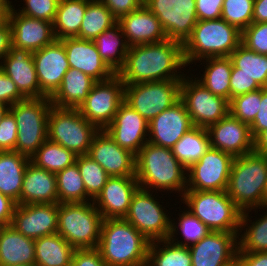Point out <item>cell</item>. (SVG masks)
<instances>
[{
  "instance_id": "1",
  "label": "cell",
  "mask_w": 267,
  "mask_h": 266,
  "mask_svg": "<svg viewBox=\"0 0 267 266\" xmlns=\"http://www.w3.org/2000/svg\"><path fill=\"white\" fill-rule=\"evenodd\" d=\"M186 66L183 44L166 39L158 43L130 46L125 63L117 75L124 85L182 80L184 73L180 74V70Z\"/></svg>"
},
{
  "instance_id": "2",
  "label": "cell",
  "mask_w": 267,
  "mask_h": 266,
  "mask_svg": "<svg viewBox=\"0 0 267 266\" xmlns=\"http://www.w3.org/2000/svg\"><path fill=\"white\" fill-rule=\"evenodd\" d=\"M135 176L139 187L149 191L171 190L182 197L187 189V170L172 150L149 142L136 154Z\"/></svg>"
},
{
  "instance_id": "3",
  "label": "cell",
  "mask_w": 267,
  "mask_h": 266,
  "mask_svg": "<svg viewBox=\"0 0 267 266\" xmlns=\"http://www.w3.org/2000/svg\"><path fill=\"white\" fill-rule=\"evenodd\" d=\"M150 242L127 220L103 219L97 249L107 266H139L147 262Z\"/></svg>"
},
{
  "instance_id": "4",
  "label": "cell",
  "mask_w": 267,
  "mask_h": 266,
  "mask_svg": "<svg viewBox=\"0 0 267 266\" xmlns=\"http://www.w3.org/2000/svg\"><path fill=\"white\" fill-rule=\"evenodd\" d=\"M267 155L251 152L234 157L226 193L243 211L264 208Z\"/></svg>"
},
{
  "instance_id": "5",
  "label": "cell",
  "mask_w": 267,
  "mask_h": 266,
  "mask_svg": "<svg viewBox=\"0 0 267 266\" xmlns=\"http://www.w3.org/2000/svg\"><path fill=\"white\" fill-rule=\"evenodd\" d=\"M242 31L222 18L198 20L183 44L186 65L208 57H229L241 44Z\"/></svg>"
},
{
  "instance_id": "6",
  "label": "cell",
  "mask_w": 267,
  "mask_h": 266,
  "mask_svg": "<svg viewBox=\"0 0 267 266\" xmlns=\"http://www.w3.org/2000/svg\"><path fill=\"white\" fill-rule=\"evenodd\" d=\"M181 199L210 231L239 233L242 210L226 191H185Z\"/></svg>"
},
{
  "instance_id": "7",
  "label": "cell",
  "mask_w": 267,
  "mask_h": 266,
  "mask_svg": "<svg viewBox=\"0 0 267 266\" xmlns=\"http://www.w3.org/2000/svg\"><path fill=\"white\" fill-rule=\"evenodd\" d=\"M51 107L50 97L26 98L9 107L18 129L16 152L31 158L48 139Z\"/></svg>"
},
{
  "instance_id": "8",
  "label": "cell",
  "mask_w": 267,
  "mask_h": 266,
  "mask_svg": "<svg viewBox=\"0 0 267 266\" xmlns=\"http://www.w3.org/2000/svg\"><path fill=\"white\" fill-rule=\"evenodd\" d=\"M102 222L93 201L59 203L57 233L75 249L97 248Z\"/></svg>"
},
{
  "instance_id": "9",
  "label": "cell",
  "mask_w": 267,
  "mask_h": 266,
  "mask_svg": "<svg viewBox=\"0 0 267 266\" xmlns=\"http://www.w3.org/2000/svg\"><path fill=\"white\" fill-rule=\"evenodd\" d=\"M99 129L84 118L77 108L52 105L48 115V140L60 144L77 156L87 155Z\"/></svg>"
},
{
  "instance_id": "10",
  "label": "cell",
  "mask_w": 267,
  "mask_h": 266,
  "mask_svg": "<svg viewBox=\"0 0 267 266\" xmlns=\"http://www.w3.org/2000/svg\"><path fill=\"white\" fill-rule=\"evenodd\" d=\"M182 80L129 84L124 87V101L148 122L180 99Z\"/></svg>"
},
{
  "instance_id": "11",
  "label": "cell",
  "mask_w": 267,
  "mask_h": 266,
  "mask_svg": "<svg viewBox=\"0 0 267 266\" xmlns=\"http://www.w3.org/2000/svg\"><path fill=\"white\" fill-rule=\"evenodd\" d=\"M154 192L138 188L134 193L128 213L124 217L149 242L169 239L171 216H169L152 194ZM167 214V215H166ZM169 216V217H168Z\"/></svg>"
},
{
  "instance_id": "12",
  "label": "cell",
  "mask_w": 267,
  "mask_h": 266,
  "mask_svg": "<svg viewBox=\"0 0 267 266\" xmlns=\"http://www.w3.org/2000/svg\"><path fill=\"white\" fill-rule=\"evenodd\" d=\"M180 99L196 127L208 128L229 114V101L211 93L195 77L193 80L184 76L180 85Z\"/></svg>"
},
{
  "instance_id": "13",
  "label": "cell",
  "mask_w": 267,
  "mask_h": 266,
  "mask_svg": "<svg viewBox=\"0 0 267 266\" xmlns=\"http://www.w3.org/2000/svg\"><path fill=\"white\" fill-rule=\"evenodd\" d=\"M124 83L115 74L108 80L97 81L86 99L77 108L80 114L99 130H104L124 101Z\"/></svg>"
},
{
  "instance_id": "14",
  "label": "cell",
  "mask_w": 267,
  "mask_h": 266,
  "mask_svg": "<svg viewBox=\"0 0 267 266\" xmlns=\"http://www.w3.org/2000/svg\"><path fill=\"white\" fill-rule=\"evenodd\" d=\"M144 5L158 18L167 39L184 44L198 22L196 0H144Z\"/></svg>"
},
{
  "instance_id": "15",
  "label": "cell",
  "mask_w": 267,
  "mask_h": 266,
  "mask_svg": "<svg viewBox=\"0 0 267 266\" xmlns=\"http://www.w3.org/2000/svg\"><path fill=\"white\" fill-rule=\"evenodd\" d=\"M234 157L210 148L187 170L186 191H226Z\"/></svg>"
},
{
  "instance_id": "16",
  "label": "cell",
  "mask_w": 267,
  "mask_h": 266,
  "mask_svg": "<svg viewBox=\"0 0 267 266\" xmlns=\"http://www.w3.org/2000/svg\"><path fill=\"white\" fill-rule=\"evenodd\" d=\"M58 208L59 203L17 204L10 226L34 240L56 234Z\"/></svg>"
},
{
  "instance_id": "17",
  "label": "cell",
  "mask_w": 267,
  "mask_h": 266,
  "mask_svg": "<svg viewBox=\"0 0 267 266\" xmlns=\"http://www.w3.org/2000/svg\"><path fill=\"white\" fill-rule=\"evenodd\" d=\"M87 155L96 161L110 177H136V155L120 147L105 130H99L96 133Z\"/></svg>"
},
{
  "instance_id": "18",
  "label": "cell",
  "mask_w": 267,
  "mask_h": 266,
  "mask_svg": "<svg viewBox=\"0 0 267 266\" xmlns=\"http://www.w3.org/2000/svg\"><path fill=\"white\" fill-rule=\"evenodd\" d=\"M238 234L210 231L189 246L192 266H226L237 258Z\"/></svg>"
},
{
  "instance_id": "19",
  "label": "cell",
  "mask_w": 267,
  "mask_h": 266,
  "mask_svg": "<svg viewBox=\"0 0 267 266\" xmlns=\"http://www.w3.org/2000/svg\"><path fill=\"white\" fill-rule=\"evenodd\" d=\"M32 56L40 86V98L51 97L70 68L65 47L60 40H55L52 44L33 52Z\"/></svg>"
},
{
  "instance_id": "20",
  "label": "cell",
  "mask_w": 267,
  "mask_h": 266,
  "mask_svg": "<svg viewBox=\"0 0 267 266\" xmlns=\"http://www.w3.org/2000/svg\"><path fill=\"white\" fill-rule=\"evenodd\" d=\"M104 130L120 147L136 155L148 142L149 122L123 101Z\"/></svg>"
},
{
  "instance_id": "21",
  "label": "cell",
  "mask_w": 267,
  "mask_h": 266,
  "mask_svg": "<svg viewBox=\"0 0 267 266\" xmlns=\"http://www.w3.org/2000/svg\"><path fill=\"white\" fill-rule=\"evenodd\" d=\"M193 127L186 105L179 99L149 121L148 142L171 149Z\"/></svg>"
},
{
  "instance_id": "22",
  "label": "cell",
  "mask_w": 267,
  "mask_h": 266,
  "mask_svg": "<svg viewBox=\"0 0 267 266\" xmlns=\"http://www.w3.org/2000/svg\"><path fill=\"white\" fill-rule=\"evenodd\" d=\"M5 17L11 26L12 46L15 48L33 53L56 40L52 22L24 16L15 9Z\"/></svg>"
},
{
  "instance_id": "23",
  "label": "cell",
  "mask_w": 267,
  "mask_h": 266,
  "mask_svg": "<svg viewBox=\"0 0 267 266\" xmlns=\"http://www.w3.org/2000/svg\"><path fill=\"white\" fill-rule=\"evenodd\" d=\"M212 148L233 157L253 152V137L250 126L234 118L230 113L207 128Z\"/></svg>"
},
{
  "instance_id": "24",
  "label": "cell",
  "mask_w": 267,
  "mask_h": 266,
  "mask_svg": "<svg viewBox=\"0 0 267 266\" xmlns=\"http://www.w3.org/2000/svg\"><path fill=\"white\" fill-rule=\"evenodd\" d=\"M138 188L136 177H110L93 203L103 219L124 218Z\"/></svg>"
},
{
  "instance_id": "25",
  "label": "cell",
  "mask_w": 267,
  "mask_h": 266,
  "mask_svg": "<svg viewBox=\"0 0 267 266\" xmlns=\"http://www.w3.org/2000/svg\"><path fill=\"white\" fill-rule=\"evenodd\" d=\"M67 55L70 68L91 76L96 81H105L116 73L103 61L93 40L65 38L60 40Z\"/></svg>"
},
{
  "instance_id": "26",
  "label": "cell",
  "mask_w": 267,
  "mask_h": 266,
  "mask_svg": "<svg viewBox=\"0 0 267 266\" xmlns=\"http://www.w3.org/2000/svg\"><path fill=\"white\" fill-rule=\"evenodd\" d=\"M129 46L158 43L167 35L158 18L143 4L117 20Z\"/></svg>"
},
{
  "instance_id": "27",
  "label": "cell",
  "mask_w": 267,
  "mask_h": 266,
  "mask_svg": "<svg viewBox=\"0 0 267 266\" xmlns=\"http://www.w3.org/2000/svg\"><path fill=\"white\" fill-rule=\"evenodd\" d=\"M2 60L0 68L16 84L20 93L25 98H40V86L31 52L11 46Z\"/></svg>"
},
{
  "instance_id": "28",
  "label": "cell",
  "mask_w": 267,
  "mask_h": 266,
  "mask_svg": "<svg viewBox=\"0 0 267 266\" xmlns=\"http://www.w3.org/2000/svg\"><path fill=\"white\" fill-rule=\"evenodd\" d=\"M58 203L55 173L29 162L23 177L21 204Z\"/></svg>"
},
{
  "instance_id": "29",
  "label": "cell",
  "mask_w": 267,
  "mask_h": 266,
  "mask_svg": "<svg viewBox=\"0 0 267 266\" xmlns=\"http://www.w3.org/2000/svg\"><path fill=\"white\" fill-rule=\"evenodd\" d=\"M35 263V240L11 226L0 229V266Z\"/></svg>"
},
{
  "instance_id": "30",
  "label": "cell",
  "mask_w": 267,
  "mask_h": 266,
  "mask_svg": "<svg viewBox=\"0 0 267 266\" xmlns=\"http://www.w3.org/2000/svg\"><path fill=\"white\" fill-rule=\"evenodd\" d=\"M97 81L74 68H69L61 85L50 97L51 103L59 108H78Z\"/></svg>"
},
{
  "instance_id": "31",
  "label": "cell",
  "mask_w": 267,
  "mask_h": 266,
  "mask_svg": "<svg viewBox=\"0 0 267 266\" xmlns=\"http://www.w3.org/2000/svg\"><path fill=\"white\" fill-rule=\"evenodd\" d=\"M30 158L16 152H0V192L21 204V189Z\"/></svg>"
},
{
  "instance_id": "32",
  "label": "cell",
  "mask_w": 267,
  "mask_h": 266,
  "mask_svg": "<svg viewBox=\"0 0 267 266\" xmlns=\"http://www.w3.org/2000/svg\"><path fill=\"white\" fill-rule=\"evenodd\" d=\"M75 248L58 233L35 239V264L70 266Z\"/></svg>"
},
{
  "instance_id": "33",
  "label": "cell",
  "mask_w": 267,
  "mask_h": 266,
  "mask_svg": "<svg viewBox=\"0 0 267 266\" xmlns=\"http://www.w3.org/2000/svg\"><path fill=\"white\" fill-rule=\"evenodd\" d=\"M211 148L207 128L194 126L171 148L173 155L188 170Z\"/></svg>"
},
{
  "instance_id": "34",
  "label": "cell",
  "mask_w": 267,
  "mask_h": 266,
  "mask_svg": "<svg viewBox=\"0 0 267 266\" xmlns=\"http://www.w3.org/2000/svg\"><path fill=\"white\" fill-rule=\"evenodd\" d=\"M122 39V40H121ZM103 61L117 74L125 63L129 45L118 23L93 40Z\"/></svg>"
},
{
  "instance_id": "35",
  "label": "cell",
  "mask_w": 267,
  "mask_h": 266,
  "mask_svg": "<svg viewBox=\"0 0 267 266\" xmlns=\"http://www.w3.org/2000/svg\"><path fill=\"white\" fill-rule=\"evenodd\" d=\"M90 0H59L53 30L56 40L78 38L87 4Z\"/></svg>"
},
{
  "instance_id": "36",
  "label": "cell",
  "mask_w": 267,
  "mask_h": 266,
  "mask_svg": "<svg viewBox=\"0 0 267 266\" xmlns=\"http://www.w3.org/2000/svg\"><path fill=\"white\" fill-rule=\"evenodd\" d=\"M199 61L207 62V66H204V74L199 79L196 77V80L214 95L223 97L230 102L231 59L229 57H208Z\"/></svg>"
},
{
  "instance_id": "37",
  "label": "cell",
  "mask_w": 267,
  "mask_h": 266,
  "mask_svg": "<svg viewBox=\"0 0 267 266\" xmlns=\"http://www.w3.org/2000/svg\"><path fill=\"white\" fill-rule=\"evenodd\" d=\"M229 58L231 74H246L261 88H267V55L256 53L241 43Z\"/></svg>"
},
{
  "instance_id": "38",
  "label": "cell",
  "mask_w": 267,
  "mask_h": 266,
  "mask_svg": "<svg viewBox=\"0 0 267 266\" xmlns=\"http://www.w3.org/2000/svg\"><path fill=\"white\" fill-rule=\"evenodd\" d=\"M266 208L267 207H264L263 209L265 210ZM251 211L252 209L243 211L241 215L238 234V252H267V211L264 212L266 214L261 215L258 220L256 219L253 222L248 219L249 212ZM248 221L249 223L251 221V225L248 224ZM243 228L245 231L241 234L240 232H242L241 230H243Z\"/></svg>"
},
{
  "instance_id": "39",
  "label": "cell",
  "mask_w": 267,
  "mask_h": 266,
  "mask_svg": "<svg viewBox=\"0 0 267 266\" xmlns=\"http://www.w3.org/2000/svg\"><path fill=\"white\" fill-rule=\"evenodd\" d=\"M117 23V19L100 0H90L84 13L78 38L94 40Z\"/></svg>"
},
{
  "instance_id": "40",
  "label": "cell",
  "mask_w": 267,
  "mask_h": 266,
  "mask_svg": "<svg viewBox=\"0 0 267 266\" xmlns=\"http://www.w3.org/2000/svg\"><path fill=\"white\" fill-rule=\"evenodd\" d=\"M147 263L150 266H192L189 247L170 239L150 242Z\"/></svg>"
},
{
  "instance_id": "41",
  "label": "cell",
  "mask_w": 267,
  "mask_h": 266,
  "mask_svg": "<svg viewBox=\"0 0 267 266\" xmlns=\"http://www.w3.org/2000/svg\"><path fill=\"white\" fill-rule=\"evenodd\" d=\"M77 155L60 144L48 139L30 158V162L36 167L51 173H58L76 162Z\"/></svg>"
},
{
  "instance_id": "42",
  "label": "cell",
  "mask_w": 267,
  "mask_h": 266,
  "mask_svg": "<svg viewBox=\"0 0 267 266\" xmlns=\"http://www.w3.org/2000/svg\"><path fill=\"white\" fill-rule=\"evenodd\" d=\"M58 203H84L92 199L87 195L77 163L55 174Z\"/></svg>"
},
{
  "instance_id": "43",
  "label": "cell",
  "mask_w": 267,
  "mask_h": 266,
  "mask_svg": "<svg viewBox=\"0 0 267 266\" xmlns=\"http://www.w3.org/2000/svg\"><path fill=\"white\" fill-rule=\"evenodd\" d=\"M178 221L177 225L174 219L171 220V233L169 239L175 244L189 247L192 244L197 243L210 232V229L205 224L187 210H184L181 215L179 213ZM178 230L181 232L185 243L183 240L178 241L176 239L175 234H178ZM175 240H177V242Z\"/></svg>"
},
{
  "instance_id": "44",
  "label": "cell",
  "mask_w": 267,
  "mask_h": 266,
  "mask_svg": "<svg viewBox=\"0 0 267 266\" xmlns=\"http://www.w3.org/2000/svg\"><path fill=\"white\" fill-rule=\"evenodd\" d=\"M76 163L83 178L86 193L93 201L102 191L110 176L88 155L77 156Z\"/></svg>"
},
{
  "instance_id": "45",
  "label": "cell",
  "mask_w": 267,
  "mask_h": 266,
  "mask_svg": "<svg viewBox=\"0 0 267 266\" xmlns=\"http://www.w3.org/2000/svg\"><path fill=\"white\" fill-rule=\"evenodd\" d=\"M262 102V88L232 98L229 102V113L241 122L250 125Z\"/></svg>"
},
{
  "instance_id": "46",
  "label": "cell",
  "mask_w": 267,
  "mask_h": 266,
  "mask_svg": "<svg viewBox=\"0 0 267 266\" xmlns=\"http://www.w3.org/2000/svg\"><path fill=\"white\" fill-rule=\"evenodd\" d=\"M254 0H224L221 18L243 31L253 22Z\"/></svg>"
},
{
  "instance_id": "47",
  "label": "cell",
  "mask_w": 267,
  "mask_h": 266,
  "mask_svg": "<svg viewBox=\"0 0 267 266\" xmlns=\"http://www.w3.org/2000/svg\"><path fill=\"white\" fill-rule=\"evenodd\" d=\"M25 7L18 13L35 19L54 22L59 0H23Z\"/></svg>"
},
{
  "instance_id": "48",
  "label": "cell",
  "mask_w": 267,
  "mask_h": 266,
  "mask_svg": "<svg viewBox=\"0 0 267 266\" xmlns=\"http://www.w3.org/2000/svg\"><path fill=\"white\" fill-rule=\"evenodd\" d=\"M241 43L256 53L267 55V22H252L242 31Z\"/></svg>"
},
{
  "instance_id": "49",
  "label": "cell",
  "mask_w": 267,
  "mask_h": 266,
  "mask_svg": "<svg viewBox=\"0 0 267 266\" xmlns=\"http://www.w3.org/2000/svg\"><path fill=\"white\" fill-rule=\"evenodd\" d=\"M17 133L16 119L14 115L8 111L0 122V152L15 151Z\"/></svg>"
},
{
  "instance_id": "50",
  "label": "cell",
  "mask_w": 267,
  "mask_h": 266,
  "mask_svg": "<svg viewBox=\"0 0 267 266\" xmlns=\"http://www.w3.org/2000/svg\"><path fill=\"white\" fill-rule=\"evenodd\" d=\"M25 99L12 79L0 68V102L10 107Z\"/></svg>"
},
{
  "instance_id": "51",
  "label": "cell",
  "mask_w": 267,
  "mask_h": 266,
  "mask_svg": "<svg viewBox=\"0 0 267 266\" xmlns=\"http://www.w3.org/2000/svg\"><path fill=\"white\" fill-rule=\"evenodd\" d=\"M70 266H107L97 248L75 249Z\"/></svg>"
},
{
  "instance_id": "52",
  "label": "cell",
  "mask_w": 267,
  "mask_h": 266,
  "mask_svg": "<svg viewBox=\"0 0 267 266\" xmlns=\"http://www.w3.org/2000/svg\"><path fill=\"white\" fill-rule=\"evenodd\" d=\"M261 87L246 74H231L230 76V100L236 96L253 92Z\"/></svg>"
},
{
  "instance_id": "53",
  "label": "cell",
  "mask_w": 267,
  "mask_h": 266,
  "mask_svg": "<svg viewBox=\"0 0 267 266\" xmlns=\"http://www.w3.org/2000/svg\"><path fill=\"white\" fill-rule=\"evenodd\" d=\"M224 0H196L198 20H214L221 18Z\"/></svg>"
},
{
  "instance_id": "54",
  "label": "cell",
  "mask_w": 267,
  "mask_h": 266,
  "mask_svg": "<svg viewBox=\"0 0 267 266\" xmlns=\"http://www.w3.org/2000/svg\"><path fill=\"white\" fill-rule=\"evenodd\" d=\"M118 20L120 17L135 11L144 4V0H100Z\"/></svg>"
},
{
  "instance_id": "55",
  "label": "cell",
  "mask_w": 267,
  "mask_h": 266,
  "mask_svg": "<svg viewBox=\"0 0 267 266\" xmlns=\"http://www.w3.org/2000/svg\"><path fill=\"white\" fill-rule=\"evenodd\" d=\"M253 139L267 129V88H262V102L254 121L249 125Z\"/></svg>"
},
{
  "instance_id": "56",
  "label": "cell",
  "mask_w": 267,
  "mask_h": 266,
  "mask_svg": "<svg viewBox=\"0 0 267 266\" xmlns=\"http://www.w3.org/2000/svg\"><path fill=\"white\" fill-rule=\"evenodd\" d=\"M17 203L0 192V223L10 226Z\"/></svg>"
},
{
  "instance_id": "57",
  "label": "cell",
  "mask_w": 267,
  "mask_h": 266,
  "mask_svg": "<svg viewBox=\"0 0 267 266\" xmlns=\"http://www.w3.org/2000/svg\"><path fill=\"white\" fill-rule=\"evenodd\" d=\"M12 46L11 26L7 18L0 21V62L9 53Z\"/></svg>"
},
{
  "instance_id": "58",
  "label": "cell",
  "mask_w": 267,
  "mask_h": 266,
  "mask_svg": "<svg viewBox=\"0 0 267 266\" xmlns=\"http://www.w3.org/2000/svg\"><path fill=\"white\" fill-rule=\"evenodd\" d=\"M237 259L242 266H267V252H238Z\"/></svg>"
},
{
  "instance_id": "59",
  "label": "cell",
  "mask_w": 267,
  "mask_h": 266,
  "mask_svg": "<svg viewBox=\"0 0 267 266\" xmlns=\"http://www.w3.org/2000/svg\"><path fill=\"white\" fill-rule=\"evenodd\" d=\"M267 22V0H254L253 23Z\"/></svg>"
},
{
  "instance_id": "60",
  "label": "cell",
  "mask_w": 267,
  "mask_h": 266,
  "mask_svg": "<svg viewBox=\"0 0 267 266\" xmlns=\"http://www.w3.org/2000/svg\"><path fill=\"white\" fill-rule=\"evenodd\" d=\"M253 151L259 154L267 155V129L261 131L253 139Z\"/></svg>"
},
{
  "instance_id": "61",
  "label": "cell",
  "mask_w": 267,
  "mask_h": 266,
  "mask_svg": "<svg viewBox=\"0 0 267 266\" xmlns=\"http://www.w3.org/2000/svg\"><path fill=\"white\" fill-rule=\"evenodd\" d=\"M11 5V1L9 0H0V12H2L4 15H7L11 11L15 9V7Z\"/></svg>"
},
{
  "instance_id": "62",
  "label": "cell",
  "mask_w": 267,
  "mask_h": 266,
  "mask_svg": "<svg viewBox=\"0 0 267 266\" xmlns=\"http://www.w3.org/2000/svg\"><path fill=\"white\" fill-rule=\"evenodd\" d=\"M9 111V107L4 103L0 102V122L3 116Z\"/></svg>"
},
{
  "instance_id": "63",
  "label": "cell",
  "mask_w": 267,
  "mask_h": 266,
  "mask_svg": "<svg viewBox=\"0 0 267 266\" xmlns=\"http://www.w3.org/2000/svg\"><path fill=\"white\" fill-rule=\"evenodd\" d=\"M226 266H242L240 261L236 258L234 261H232L230 264Z\"/></svg>"
},
{
  "instance_id": "64",
  "label": "cell",
  "mask_w": 267,
  "mask_h": 266,
  "mask_svg": "<svg viewBox=\"0 0 267 266\" xmlns=\"http://www.w3.org/2000/svg\"><path fill=\"white\" fill-rule=\"evenodd\" d=\"M264 207H267V182H266L265 191H264Z\"/></svg>"
},
{
  "instance_id": "65",
  "label": "cell",
  "mask_w": 267,
  "mask_h": 266,
  "mask_svg": "<svg viewBox=\"0 0 267 266\" xmlns=\"http://www.w3.org/2000/svg\"><path fill=\"white\" fill-rule=\"evenodd\" d=\"M14 266H38V265H36L35 263H32V264H27V265H14Z\"/></svg>"
},
{
  "instance_id": "66",
  "label": "cell",
  "mask_w": 267,
  "mask_h": 266,
  "mask_svg": "<svg viewBox=\"0 0 267 266\" xmlns=\"http://www.w3.org/2000/svg\"><path fill=\"white\" fill-rule=\"evenodd\" d=\"M4 17H5V15H4L2 12H0V21H1Z\"/></svg>"
},
{
  "instance_id": "67",
  "label": "cell",
  "mask_w": 267,
  "mask_h": 266,
  "mask_svg": "<svg viewBox=\"0 0 267 266\" xmlns=\"http://www.w3.org/2000/svg\"><path fill=\"white\" fill-rule=\"evenodd\" d=\"M139 266H150L147 262Z\"/></svg>"
}]
</instances>
